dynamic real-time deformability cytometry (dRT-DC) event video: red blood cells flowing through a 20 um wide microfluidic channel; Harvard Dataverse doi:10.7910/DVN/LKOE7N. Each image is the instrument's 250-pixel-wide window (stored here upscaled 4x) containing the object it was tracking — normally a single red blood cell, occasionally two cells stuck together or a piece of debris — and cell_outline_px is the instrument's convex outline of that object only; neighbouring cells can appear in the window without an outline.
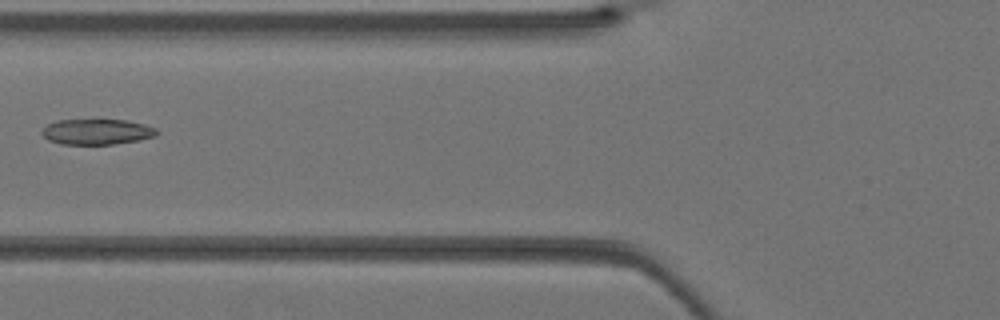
{"species": "Egyptian fruit bat (a non-hibernating species)", "species_latin": "Rousettus aegyptiacus", "temperature_condition": "warm", "stored_images_in_passage": 40, "camera_frame_rate_fps": 3000, "um_per_image_px": 0.085, "animal": {"sex": "female"}, "frame": {"image": 1, "passage_image": 16, "time_ms": 5.0, "image_size_px": [1000, 320], "cell_outline_px": [[160, 132], [156, 136], [140, 140], [116, 144], [60, 144], [48, 140], [40, 132], [48, 124], [56, 120], [96, 116], [128, 120], [144, 124], [156, 128]], "centroid_in_image_um": [8.25, 11.14], "position_along_channel_um": 117.6, "area_um2": 18.26}}
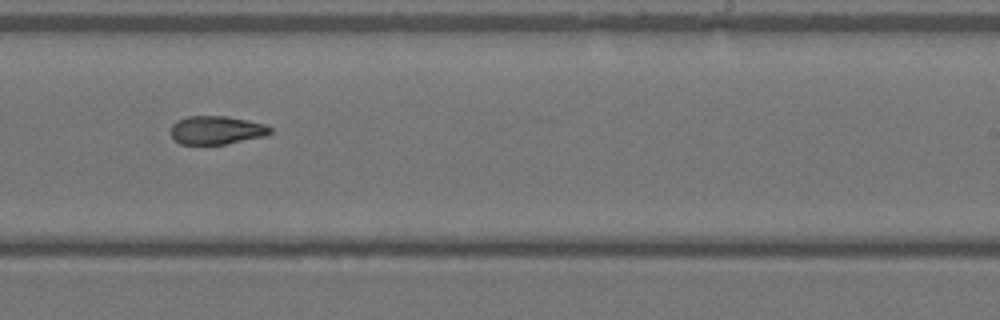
{"frame": {"image": 2, "passage_image": 25, "time_ms": 8.0, "image_size_px": [1000, 320], "cell_outline_px": [[272, 132], [264, 136], [224, 144], [180, 144], [172, 140], [172, 124], [188, 116], [224, 116], [248, 120], [264, 124], [272, 128]], "centroid_in_image_um": [18.4, 11.06], "position_along_channel_um": 270.6, "area_um2": 16.3}}
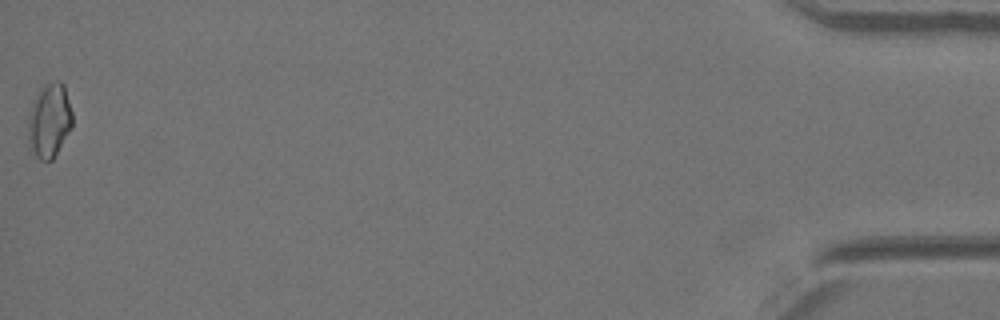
{"frame": {"image": 3, "passage_image": 40, "time_ms": 13.0, "image_size_px": [1000, 320], "cell_outline_px": [[72, 128], [52, 160], [40, 160], [36, 156], [28, 140], [28, 120], [36, 96], [40, 88], [44, 84], [60, 80], [64, 84], [72, 112]], "centroid_in_image_um": [4.22, 10.23], "position_along_channel_um": 431.0, "area_um2": 18.9}}